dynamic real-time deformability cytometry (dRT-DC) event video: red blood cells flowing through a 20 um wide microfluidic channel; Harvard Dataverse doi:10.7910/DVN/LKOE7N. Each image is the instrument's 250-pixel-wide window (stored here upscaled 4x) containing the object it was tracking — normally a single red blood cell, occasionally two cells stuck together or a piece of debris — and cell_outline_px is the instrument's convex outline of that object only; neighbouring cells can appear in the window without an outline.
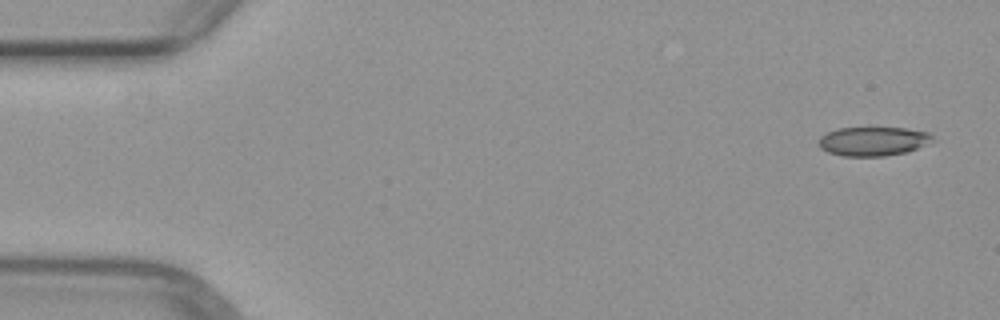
{"species": "common noctule bat (a hibernating species)", "species_latin": "Nyctalus noctula", "temperature_condition": "warm", "stored_images_in_passage": 2, "segment_of_instrument_passage": [2, 2], "camera_frame_rate_fps": 3000, "um_per_image_px": 0.085, "animal": {"sex": "female", "body_mass_g": 29.2, "forearm_length_mm": 56.3}, "frame": {"image": 1, "passage_image": 2, "time_ms": 1.333, "image_size_px": [1000, 320], "cell_outline_px": [[932, 140], [908, 152], [884, 156], [844, 156], [828, 152], [820, 148], [816, 144], [820, 136], [828, 132], [840, 128], [904, 128], [928, 132], [932, 136]], "centroid_in_image_um": [74.15, 12.01], "position_along_channel_um": 10.8, "area_um2": 19.13}}